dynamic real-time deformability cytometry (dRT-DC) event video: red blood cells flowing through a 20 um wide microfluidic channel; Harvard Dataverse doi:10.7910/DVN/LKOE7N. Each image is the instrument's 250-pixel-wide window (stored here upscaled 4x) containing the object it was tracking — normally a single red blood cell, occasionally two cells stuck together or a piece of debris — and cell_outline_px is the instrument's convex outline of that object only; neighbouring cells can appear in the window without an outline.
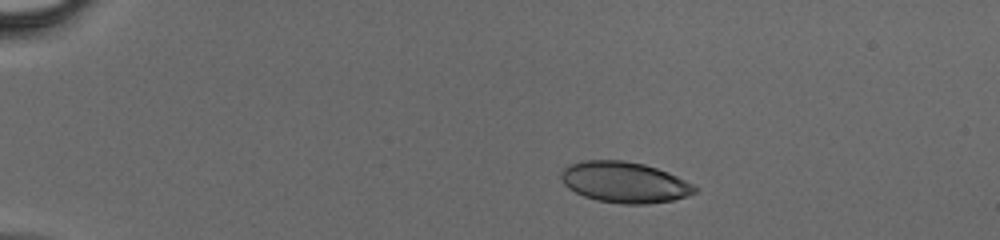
{"species": "human", "species_latin": "Homo sapiens", "temperature_condition": "cold", "stored_images_in_passage": 38, "camera_frame_rate_fps": 3000, "um_per_image_px": 0.085, "donor": {"sex": "male"}, "frame": {"image": 1, "passage_image": 1, "time_ms": 0.0, "image_size_px": [1000, 240], "cell_outline_px": [[700, 188], [696, 192], [688, 196], [672, 200], [648, 204], [620, 204], [596, 200], [584, 196], [568, 188], [560, 180], [560, 172], [568, 164], [584, 160], [624, 160], [644, 164], [668, 172], [696, 184]], "centroid_in_image_um": [53.1, 15.49], "position_along_channel_um": 31.9, "area_um2": 32.31}}
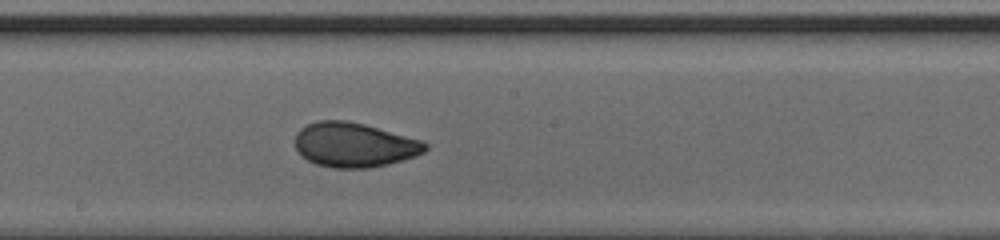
{"frame": {"image": 2, "passage_image": 19, "time_ms": 6.0, "image_size_px": [1000, 240], "cell_outline_px": [[428, 148], [424, 152], [416, 156], [388, 164], [368, 168], [332, 168], [316, 164], [300, 156], [296, 148], [296, 132], [300, 128], [308, 124], [320, 120], [348, 120], [364, 124], [424, 140], [428, 144]], "centroid_in_image_um": [30.13, 12.31], "position_along_channel_um": 218.1, "area_um2": 34.04}}
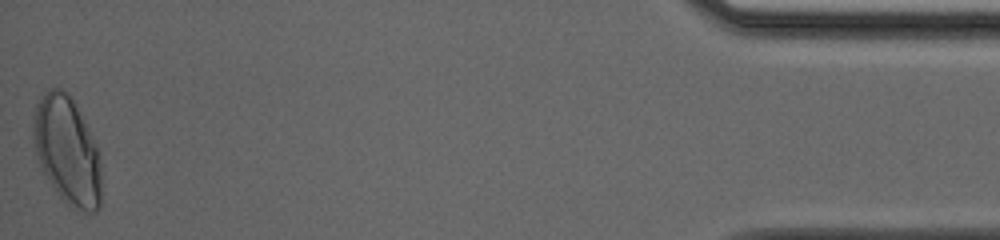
{"frame": {"image": 3, "passage_image": 38, "time_ms": 12.333, "image_size_px": [1000, 240], "cell_outline_px": [[100, 204], [96, 212], [76, 212], [60, 196], [44, 172], [40, 164], [32, 144], [32, 128], [36, 104], [44, 92], [52, 88], [60, 88], [68, 92], [96, 144], [100, 164]], "centroid_in_image_um": [5.69, 12.81], "position_along_channel_um": 429.5, "area_um2": 42.43}}